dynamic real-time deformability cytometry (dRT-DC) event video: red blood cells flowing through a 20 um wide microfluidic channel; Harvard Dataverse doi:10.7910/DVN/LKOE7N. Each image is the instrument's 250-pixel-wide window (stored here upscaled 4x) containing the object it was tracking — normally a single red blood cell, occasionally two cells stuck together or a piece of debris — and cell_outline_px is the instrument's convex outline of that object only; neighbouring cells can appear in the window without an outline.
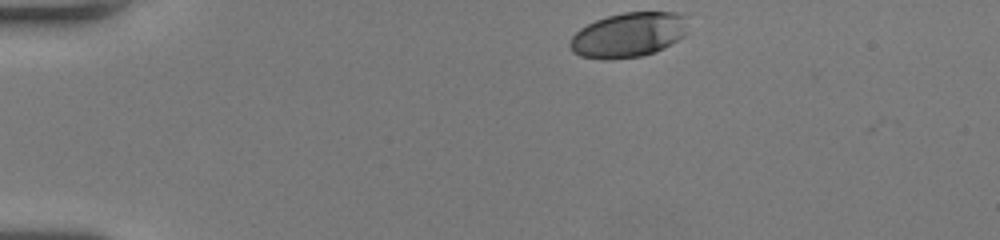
{"species": "human", "species_latin": "Homo sapiens", "temperature_condition": "room temperature", "stored_images_in_passage": 36, "camera_frame_rate_fps": 3000, "um_per_image_px": 0.085, "donor": {"sex": "female"}, "frame": {"image": 1, "passage_image": 1, "time_ms": 0.0, "image_size_px": [1000, 240], "cell_outline_px": [[688, 32], [684, 36], [664, 48], [656, 52], [640, 56], [604, 60], [580, 56], [572, 52], [568, 44], [572, 36], [580, 28], [596, 20], [608, 16], [624, 12], [680, 12], [684, 16]], "centroid_in_image_um": [53.41, 2.97], "position_along_channel_um": 31.6, "area_um2": 30.92}}
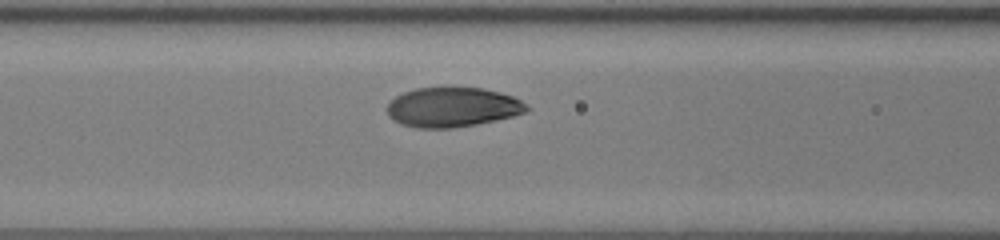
{"frame": {"image": 2, "passage_image": 14, "time_ms": 4.333, "image_size_px": [1000, 240], "cell_outline_px": [[532, 108], [524, 112], [512, 116], [496, 120], [476, 124], [452, 128], [416, 128], [400, 124], [388, 116], [388, 104], [396, 96], [404, 92], [416, 88], [444, 84], [448, 84], [484, 88], [500, 92], [512, 96], [528, 104]], "centroid_in_image_um": [38.47, 9.06], "position_along_channel_um": 128.1, "area_um2": 33.23}}
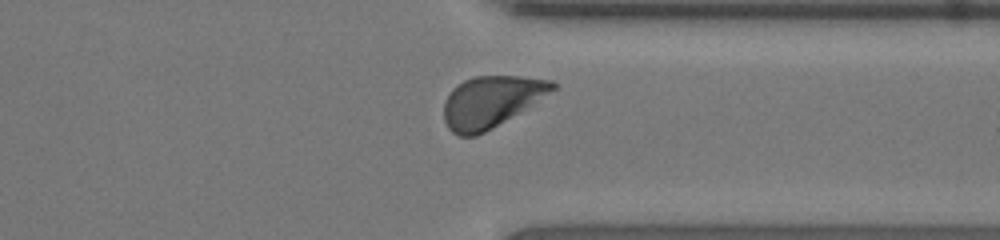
{"frame": {"image": 3, "passage_image": 32, "time_ms": 10.333, "image_size_px": [1000, 240], "cell_outline_px": [[556, 88], [492, 128], [476, 136], [460, 136], [452, 132], [448, 128], [444, 120], [444, 104], [452, 88], [456, 84], [472, 76], [520, 76], [552, 80], [556, 84]], "centroid_in_image_um": [41.68, 8.62], "position_along_channel_um": 369.7, "area_um2": 31.96}, "authors_computed_cell_mechanics": {"area_um2": 32.5992, "velocity_mm_per_s": 4.0134, "shape_relaxation_time_tau1_ms": 2.476, "shape_relaxation_time_tau2_ms": null, "deformation_change_tau1": 0.1485, "deformation_change_tau2": null}}